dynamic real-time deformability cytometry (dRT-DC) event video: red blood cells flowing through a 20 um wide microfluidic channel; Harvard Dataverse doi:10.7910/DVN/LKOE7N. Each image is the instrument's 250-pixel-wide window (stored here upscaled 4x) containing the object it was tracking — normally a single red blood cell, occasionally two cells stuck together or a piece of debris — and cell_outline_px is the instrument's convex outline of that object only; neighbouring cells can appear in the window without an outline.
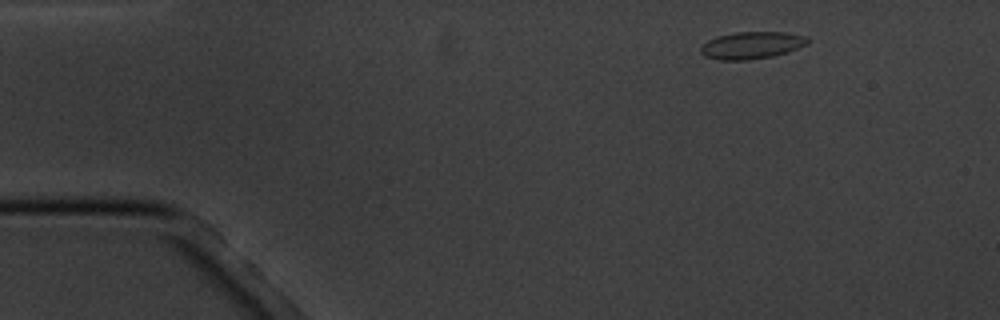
{"species": "common noctule bat (a hibernating species)", "species_latin": "Nyctalus noctula", "temperature_condition": "cold", "stored_images_in_passage": 15, "camera_frame_rate_fps": 3000, "um_per_image_px": 0.085, "animal": {"sex": "male", "body_mass_g": 20.1, "forearm_length_mm": 53.5}, "frame": {"image": 1, "passage_image": 1, "time_ms": 0.0, "image_size_px": [1000, 320], "cell_outline_px": [[808, 44], [772, 56], [748, 60], [720, 60], [704, 56], [700, 52], [700, 48], [708, 40], [716, 36], [736, 32], [784, 32], [808, 36]], "centroid_in_image_um": [63.87, 3.84], "position_along_channel_um": 21.1, "area_um2": 16.82}}
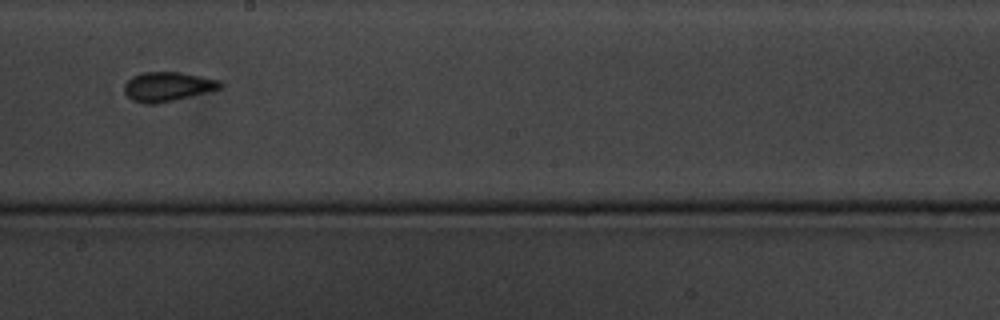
{"frame": {"image": 2, "passage_image": 8, "time_ms": 8.333, "image_size_px": [1000, 320], "cell_outline_px": [[224, 84], [220, 88], [192, 96], [152, 104], [144, 104], [132, 100], [124, 92], [124, 84], [132, 76], [144, 72], [180, 72], [220, 80]], "centroid_in_image_um": [14.23, 7.35], "position_along_channel_um": 234.0, "area_um2": 16.3}}
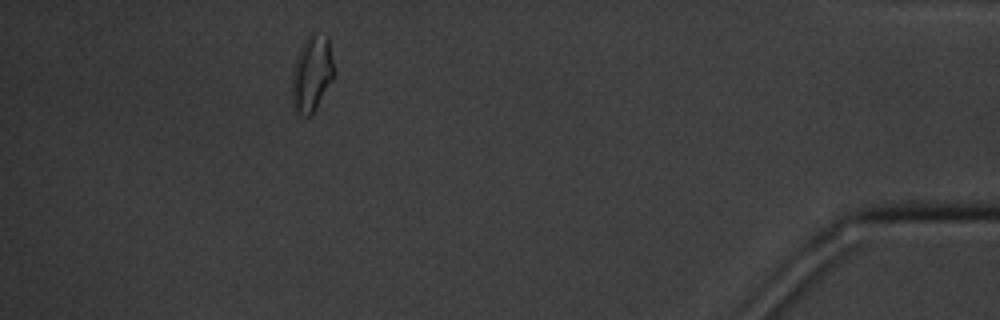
{"frame": {"image": 3, "passage_image": 14, "time_ms": 15.0, "image_size_px": [1000, 320], "cell_outline_px": [[332, 80], [312, 116], [304, 116], [292, 112], [292, 68], [296, 56], [304, 40], [312, 28], [328, 36], [332, 60]], "centroid_in_image_um": [26.46, 6.24], "position_along_channel_um": 408.7, "area_um2": 19.13}, "authors_computed_cell_mechanics": {"area_um2": 16.184, "velocity_mm_per_s": 3.4363, "shape_relaxation_time_tau1_ms": 4.1264, "shape_relaxation_time_tau2_ms": 1.4725, "deformation_change_tau1": 0.0927, "deformation_change_tau2": 0.0502}}